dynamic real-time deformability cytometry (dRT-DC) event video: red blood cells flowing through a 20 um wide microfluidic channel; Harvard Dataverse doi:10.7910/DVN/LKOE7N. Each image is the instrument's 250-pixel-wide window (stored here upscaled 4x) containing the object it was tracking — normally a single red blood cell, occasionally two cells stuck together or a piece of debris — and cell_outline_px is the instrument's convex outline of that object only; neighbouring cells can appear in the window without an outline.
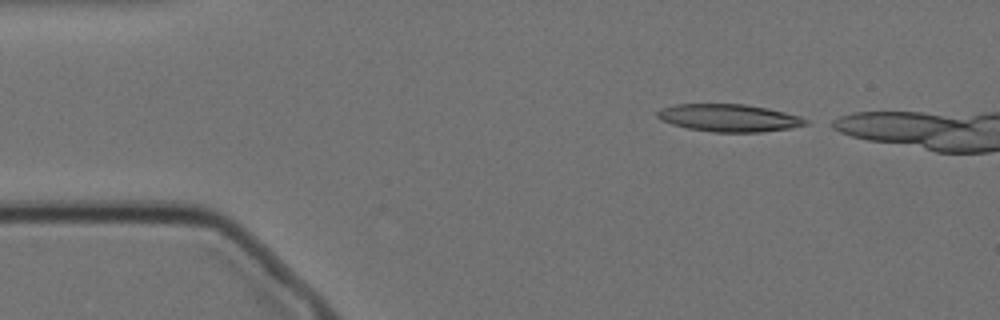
{"species": "Egyptian fruit bat (a non-hibernating species)", "species_latin": "Rousettus aegyptiacus", "temperature_condition": "cold", "stored_images_in_passage": 6, "camera_frame_rate_fps": 3000, "um_per_image_px": 0.085, "animal": {"sex": "female"}, "frame": {"image": 1, "passage_image": 1, "time_ms": 0.0, "image_size_px": [1000, 320], "cell_outline_px": [[808, 124], [788, 128], [760, 132], [712, 132], [688, 128], [672, 124], [660, 120], [656, 116], [656, 112], [660, 108], [676, 104], [744, 104], [768, 108], [800, 116], [808, 120]], "centroid_in_image_um": [61.93, 10.01], "position_along_channel_um": 23.1, "area_um2": 23.76}}